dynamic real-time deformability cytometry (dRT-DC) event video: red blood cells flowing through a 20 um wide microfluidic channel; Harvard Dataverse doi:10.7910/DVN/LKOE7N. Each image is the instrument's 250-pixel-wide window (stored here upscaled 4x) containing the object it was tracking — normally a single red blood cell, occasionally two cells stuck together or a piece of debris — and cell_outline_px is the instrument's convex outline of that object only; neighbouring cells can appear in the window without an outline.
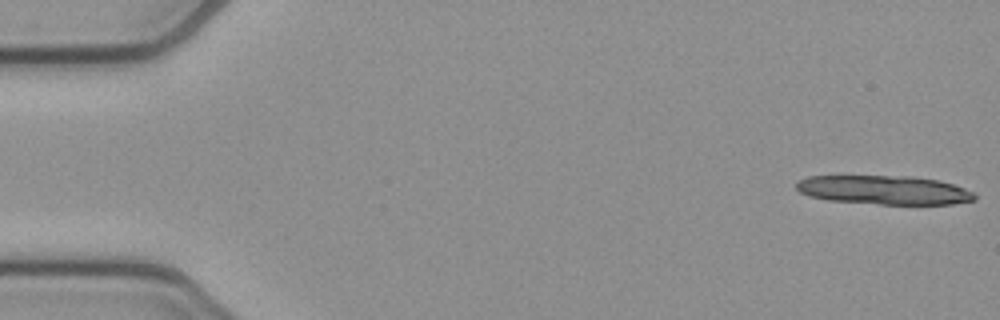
{"species": "common noctule bat (a hibernating species)", "species_latin": "Nyctalus noctula", "temperature_condition": "cold", "stored_images_in_passage": 13, "camera_frame_rate_fps": 3000, "um_per_image_px": 0.085, "animal": {"sex": "female", "body_mass_g": 21.9}, "frame": {"image": 1, "passage_image": 1, "time_ms": 0.0, "image_size_px": [1000, 320], "cell_outline_px": [[976, 200], [952, 204], [880, 204], [828, 200], [808, 196], [800, 192], [796, 188], [796, 184], [800, 180], [808, 176], [912, 176], [940, 180], [964, 188], [972, 192], [976, 196]], "centroid_in_image_um": [75.16, 16.15], "position_along_channel_um": 9.8, "area_um2": 30.06}}